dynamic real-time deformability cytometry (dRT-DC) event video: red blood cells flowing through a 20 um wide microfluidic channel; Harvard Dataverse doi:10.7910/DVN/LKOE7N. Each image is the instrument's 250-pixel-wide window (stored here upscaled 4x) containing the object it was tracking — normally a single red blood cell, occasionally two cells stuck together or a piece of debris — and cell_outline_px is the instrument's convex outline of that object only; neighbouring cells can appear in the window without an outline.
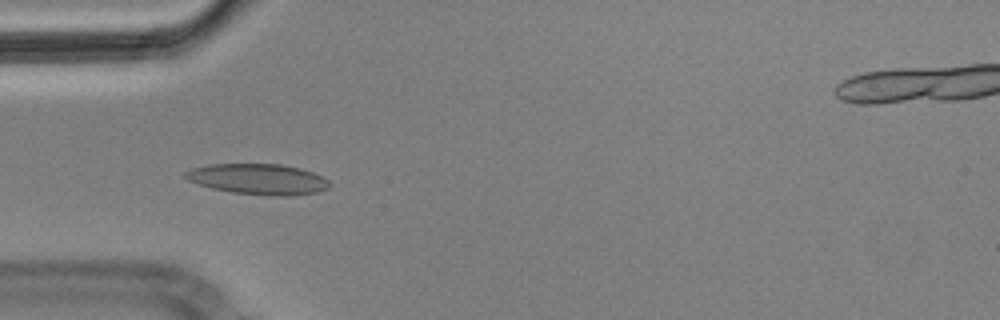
{"species": "Egyptian fruit bat (a non-hibernating species)", "species_latin": "Rousettus aegyptiacus", "temperature_condition": "cold", "stored_images_in_passage": 3, "camera_frame_rate_fps": 3000, "um_per_image_px": 0.085, "animal": {"sex": "male"}, "frame": {"image": 1, "passage_image": 2, "time_ms": 0.333, "image_size_px": [1000, 320], "cell_outline_px": [[332, 184], [328, 188], [316, 192], [292, 196], [268, 196], [232, 192], [212, 188], [188, 180], [184, 176], [184, 172], [192, 168], [208, 164], [280, 164], [300, 168], [312, 172], [328, 180]], "centroid_in_image_um": [21.95, 15.23], "position_along_channel_um": 63.0, "area_um2": 25.78}}